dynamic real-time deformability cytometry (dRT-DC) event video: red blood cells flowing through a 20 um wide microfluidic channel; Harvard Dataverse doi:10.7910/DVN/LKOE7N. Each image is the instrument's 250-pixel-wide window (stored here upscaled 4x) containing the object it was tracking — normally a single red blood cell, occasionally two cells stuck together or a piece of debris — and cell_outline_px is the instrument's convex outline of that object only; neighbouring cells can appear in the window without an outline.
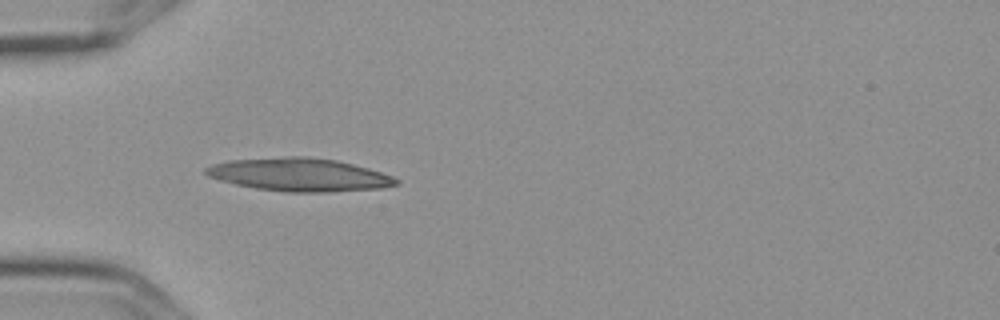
{"species": "Egyptian fruit bat (a non-hibernating species)", "species_latin": "Rousettus aegyptiacus", "temperature_condition": "cold", "stored_images_in_passage": 6, "camera_frame_rate_fps": 3000, "um_per_image_px": 0.085, "frame": {"image": 1, "passage_image": 4, "time_ms": 1.0, "image_size_px": [1000, 320], "cell_outline_px": [[400, 184], [380, 188], [328, 192], [288, 192], [256, 188], [236, 184], [220, 180], [208, 176], [204, 172], [204, 168], [212, 164], [228, 160], [288, 156], [304, 156], [336, 160], [368, 168], [392, 176], [400, 180]], "centroid_in_image_um": [25.43, 14.84], "position_along_channel_um": 59.6, "area_um2": 36.65}}
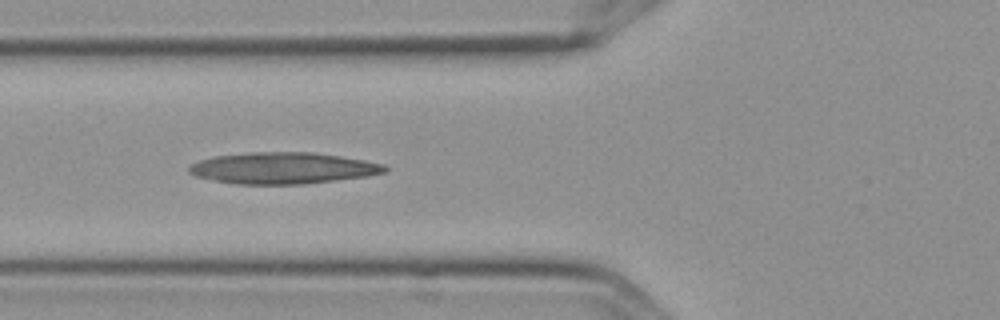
{"frame": {"image": 2, "passage_image": 5, "time_ms": 1.333, "image_size_px": [1000, 320], "cell_outline_px": [[388, 168], [384, 172], [368, 176], [304, 184], [236, 184], [212, 180], [196, 176], [188, 172], [188, 168], [192, 164], [200, 160], [216, 156], [252, 152], [312, 152], [340, 156], [364, 160], [384, 164]], "centroid_in_image_um": [24.05, 14.29], "position_along_channel_um": 101.8, "area_um2": 35.72}}
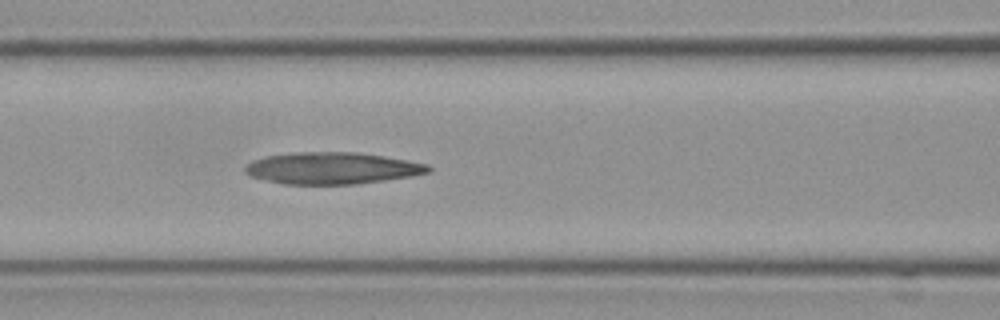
{"frame": {"image": 3, "passage_image": 6, "time_ms": 1.667, "image_size_px": [1000, 320], "cell_outline_px": [[432, 172], [412, 176], [356, 184], [284, 184], [252, 176], [244, 172], [244, 168], [252, 160], [264, 156], [296, 152], [356, 152], [384, 156], [408, 160], [428, 164], [432, 168]], "centroid_in_image_um": [28.26, 14.29], "position_along_channel_um": 138.3, "area_um2": 33.93}}